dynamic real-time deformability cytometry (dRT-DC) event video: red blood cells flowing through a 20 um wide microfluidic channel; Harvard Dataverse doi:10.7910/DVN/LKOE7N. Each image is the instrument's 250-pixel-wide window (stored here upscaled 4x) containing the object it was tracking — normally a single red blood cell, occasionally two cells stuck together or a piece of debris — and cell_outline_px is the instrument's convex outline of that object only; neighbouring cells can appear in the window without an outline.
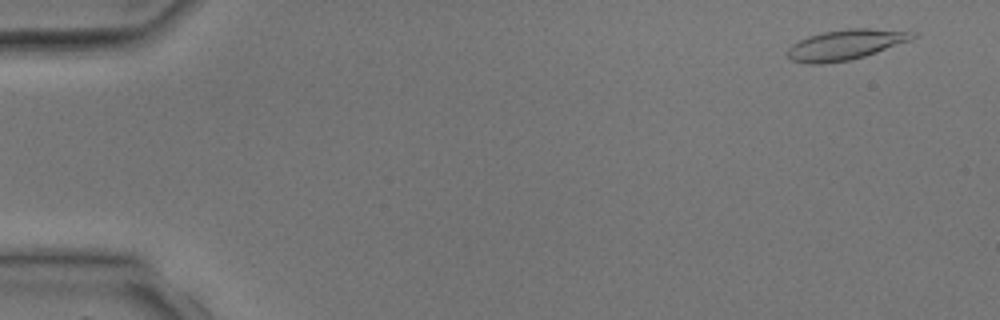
{"species": "common noctule bat (a hibernating species)", "species_latin": "Nyctalus noctula", "temperature_condition": "room temperature", "stored_images_in_passage": 4, "segment_of_instrument_passage": [2, 2], "camera_frame_rate_fps": 3000, "um_per_image_px": 0.085, "animal": {"sex": "male", "body_mass_g": 17.9, "forearm_length_mm": 54.2}, "frame": {"image": 1, "passage_image": 4, "time_ms": 3.667, "image_size_px": [1000, 320], "cell_outline_px": [[916, 36], [908, 40], [876, 52], [864, 56], [848, 60], [820, 64], [808, 64], [792, 60], [788, 56], [788, 48], [792, 44], [808, 36], [824, 32], [848, 28], [868, 28], [916, 32]], "centroid_in_image_um": [71.83, 3.79], "position_along_channel_um": 13.2, "area_um2": 21.62}}